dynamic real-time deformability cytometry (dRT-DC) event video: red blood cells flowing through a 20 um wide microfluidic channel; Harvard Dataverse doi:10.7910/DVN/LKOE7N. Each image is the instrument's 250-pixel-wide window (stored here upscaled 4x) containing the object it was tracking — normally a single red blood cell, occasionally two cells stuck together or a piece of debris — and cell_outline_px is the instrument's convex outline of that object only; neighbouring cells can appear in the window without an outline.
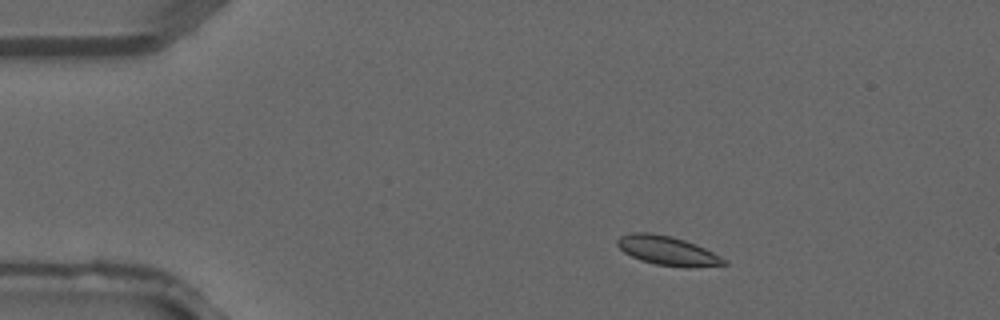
{"species": "common noctule bat (a hibernating species)", "species_latin": "Nyctalus noctula", "temperature_condition": "warm", "stored_images_in_passage": 3, "camera_frame_rate_fps": 3000, "um_per_image_px": 0.085, "animal": {"sex": "male", "forearm_length_mm": 52.5}, "frame": {"image": 1, "passage_image": 3, "time_ms": 0.667, "image_size_px": [1000, 320], "cell_outline_px": [[728, 264], [688, 268], [656, 264], [640, 260], [624, 252], [616, 244], [616, 240], [620, 236], [632, 232], [648, 232], [672, 236], [696, 244], [712, 252], [724, 260]], "centroid_in_image_um": [56.69, 21.3], "position_along_channel_um": 28.3, "area_um2": 17.98}}